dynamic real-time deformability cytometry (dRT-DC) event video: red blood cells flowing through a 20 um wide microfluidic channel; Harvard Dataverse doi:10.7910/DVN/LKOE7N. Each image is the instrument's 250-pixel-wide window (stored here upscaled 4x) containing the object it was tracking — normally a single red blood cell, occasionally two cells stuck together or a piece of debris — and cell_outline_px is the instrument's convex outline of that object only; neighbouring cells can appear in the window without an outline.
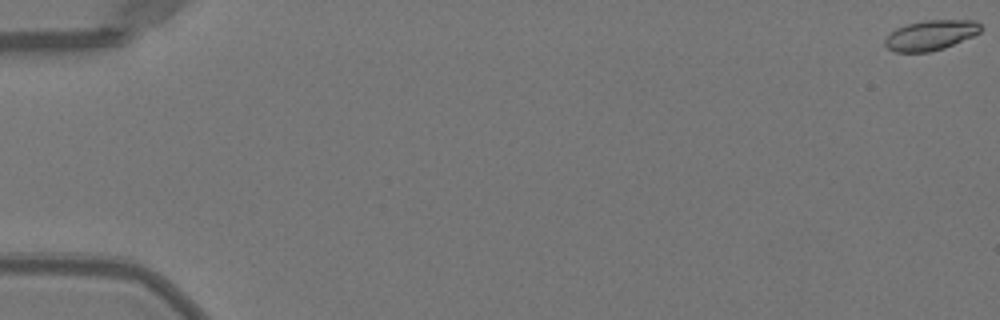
{"species": "Egyptian fruit bat (a non-hibernating species)", "species_latin": "Rousettus aegyptiacus", "temperature_condition": "warm", "stored_images_in_passage": 51, "camera_frame_rate_fps": 3000, "um_per_image_px": 0.085, "animal": {"sex": "female"}, "frame": {"image": 1, "passage_image": 1, "time_ms": 0.0, "image_size_px": [1000, 320], "cell_outline_px": [[984, 28], [980, 32], [972, 36], [944, 48], [928, 52], [896, 52], [888, 48], [884, 44], [884, 40], [896, 28], [908, 24], [928, 20], [972, 20], [980, 24]], "centroid_in_image_um": [79.12, 2.99], "position_along_channel_um": 5.9, "area_um2": 16.59}}
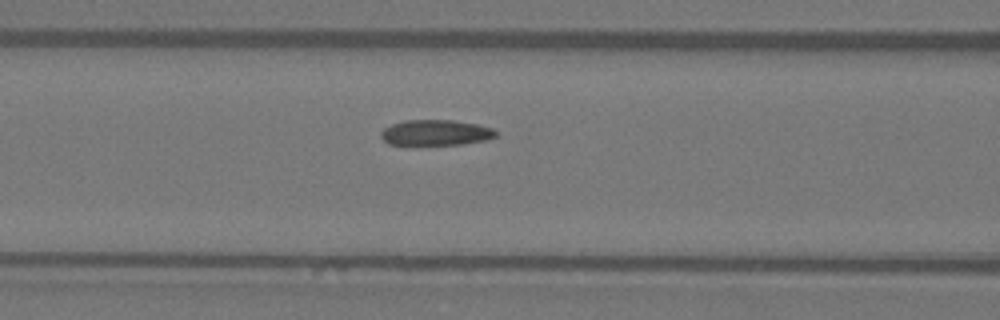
{"frame": {"image": 2, "passage_image": 23, "time_ms": 7.333, "image_size_px": [1000, 320], "cell_outline_px": [[496, 136], [484, 140], [464, 144], [412, 148], [388, 144], [380, 136], [380, 132], [384, 128], [392, 124], [404, 120], [452, 120], [476, 124], [492, 128], [496, 132]], "centroid_in_image_um": [36.94, 11.33], "position_along_channel_um": 129.7, "area_um2": 18.03}}
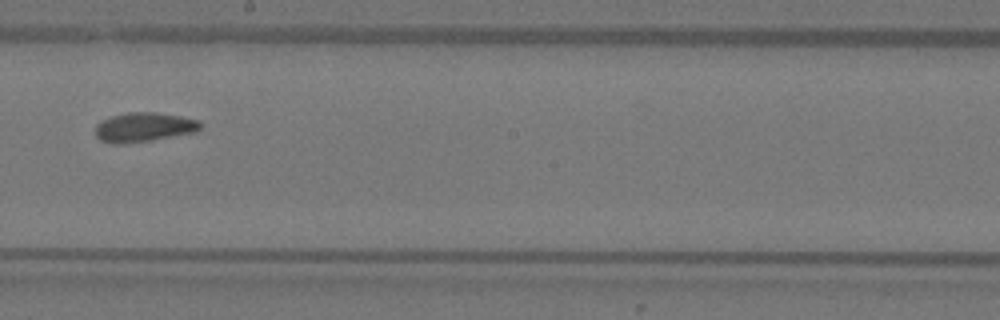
{"frame": {"image": 3, "passage_image": 31, "time_ms": 10.0, "image_size_px": [1000, 320], "cell_outline_px": [[200, 128], [196, 132], [152, 140], [124, 144], [112, 144], [100, 140], [96, 136], [96, 124], [100, 120], [112, 116], [128, 112], [156, 112], [180, 116], [200, 120]], "centroid_in_image_um": [12.21, 10.81], "position_along_channel_um": 236.0, "area_um2": 18.09}}